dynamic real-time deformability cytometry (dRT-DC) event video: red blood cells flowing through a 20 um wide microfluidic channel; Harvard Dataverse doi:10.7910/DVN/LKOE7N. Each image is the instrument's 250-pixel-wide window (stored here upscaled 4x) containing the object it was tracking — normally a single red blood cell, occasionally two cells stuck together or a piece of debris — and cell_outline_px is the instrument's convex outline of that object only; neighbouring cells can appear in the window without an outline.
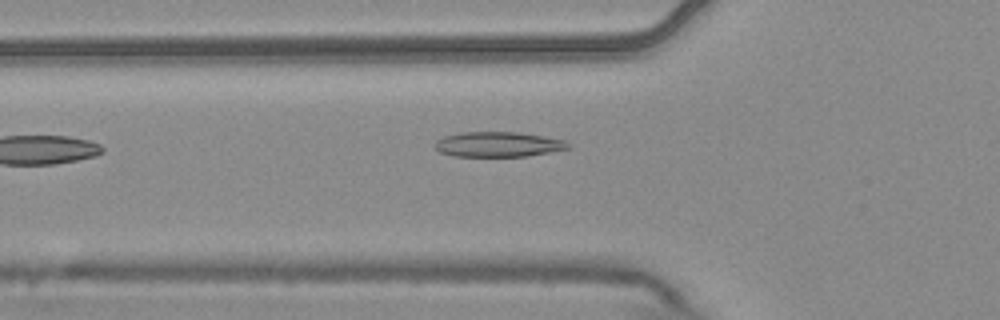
{"species": "common noctule bat (a hibernating species)", "species_latin": "Nyctalus noctula", "temperature_condition": "warm", "stored_images_in_passage": 6, "camera_frame_rate_fps": 3000, "um_per_image_px": 0.085, "animal": {"sex": "male", "body_mass_g": 20.4}, "frame": {"image": 1, "passage_image": 6, "time_ms": 1.667, "image_size_px": [1000, 320], "cell_outline_px": [[572, 148], [524, 156], [456, 156], [440, 152], [432, 144], [436, 140], [444, 136], [460, 132], [520, 132], [564, 140], [572, 144]], "centroid_in_image_um": [42.34, 12.26], "position_along_channel_um": 83.5, "area_um2": 19.48}}